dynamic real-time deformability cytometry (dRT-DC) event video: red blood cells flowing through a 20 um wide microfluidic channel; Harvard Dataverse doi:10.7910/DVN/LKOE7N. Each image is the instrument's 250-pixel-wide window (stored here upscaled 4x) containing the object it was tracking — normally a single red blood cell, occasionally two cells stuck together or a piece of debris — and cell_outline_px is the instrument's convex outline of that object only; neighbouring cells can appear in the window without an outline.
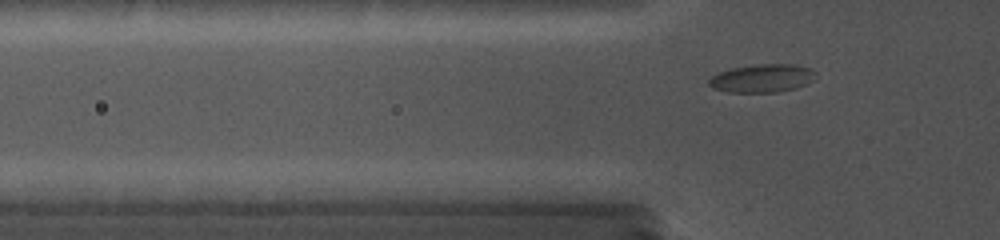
{"species": "common noctule bat (a hibernating species)", "species_latin": "Nyctalus noctula", "temperature_condition": "cold", "stored_images_in_passage": 17, "camera_frame_rate_fps": 5000, "um_per_image_px": 0.085, "animal": {"sex": "female", "body_mass_g": 19.0, "forearm_length_mm": 56.7}, "frame": {"image": 1, "passage_image": 2, "time_ms": 0.2, "image_size_px": [1000, 240], "cell_outline_px": [[816, 80], [796, 88], [776, 92], [728, 92], [712, 88], [708, 84], [708, 80], [716, 72], [732, 68], [756, 64], [792, 64], [812, 68], [816, 72]], "centroid_in_image_um": [64.8, 6.65], "position_along_channel_um": 61.0, "area_um2": 17.8}}
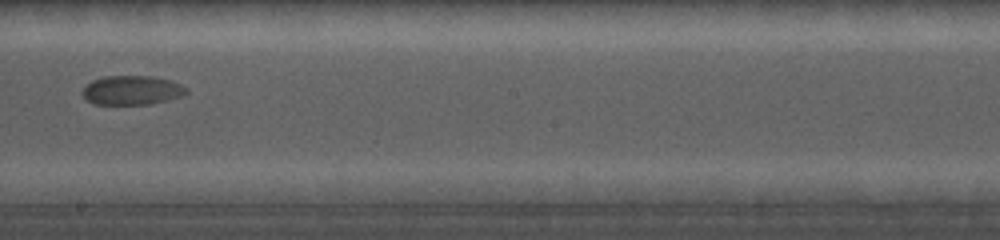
{"frame": {"image": 2, "passage_image": 10, "time_ms": 5.2, "image_size_px": [1000, 240], "cell_outline_px": [[188, 92], [180, 96], [168, 100], [148, 104], [92, 104], [80, 92], [92, 80], [104, 76], [152, 76], [172, 80], [188, 88]], "centroid_in_image_um": [11.22, 7.66], "position_along_channel_um": 237.0, "area_um2": 17.69}}
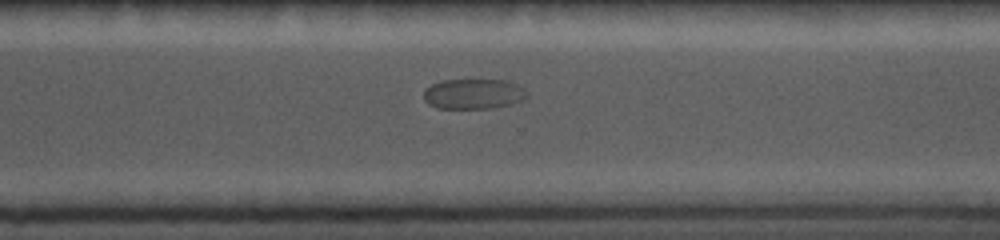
{"frame": {"image": 3, "passage_image": 14, "time_ms": 7.8, "image_size_px": [1000, 240], "cell_outline_px": [[528, 96], [524, 100], [512, 104], [492, 108], [436, 108], [428, 104], [424, 100], [424, 88], [440, 80], [508, 80], [524, 88], [528, 92]], "centroid_in_image_um": [40.26, 7.98], "position_along_channel_um": 330.3, "area_um2": 18.44}}